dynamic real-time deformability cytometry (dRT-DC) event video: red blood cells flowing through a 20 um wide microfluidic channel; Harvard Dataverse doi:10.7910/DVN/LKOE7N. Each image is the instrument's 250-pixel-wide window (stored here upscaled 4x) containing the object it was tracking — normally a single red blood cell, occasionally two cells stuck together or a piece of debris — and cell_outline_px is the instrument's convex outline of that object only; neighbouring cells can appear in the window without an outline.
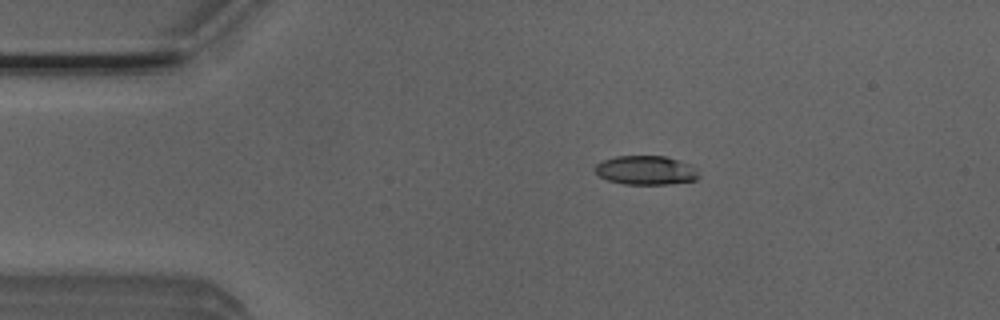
{"species": "Egyptian fruit bat (a non-hibernating species)", "species_latin": "Rousettus aegyptiacus", "temperature_condition": "room temperature", "stored_images_in_passage": 3, "camera_frame_rate_fps": 3000, "um_per_image_px": 0.085, "animal": {"sex": "male"}, "frame": {"image": 1, "passage_image": 1, "time_ms": 0.0, "image_size_px": [1000, 320], "cell_outline_px": [[700, 176], [696, 180], [668, 184], [624, 184], [608, 180], [600, 176], [596, 172], [596, 164], [604, 160], [616, 156], [664, 156], [692, 164], [696, 168]], "centroid_in_image_um": [54.95, 14.47], "position_along_channel_um": 30.1, "area_um2": 17.51}}
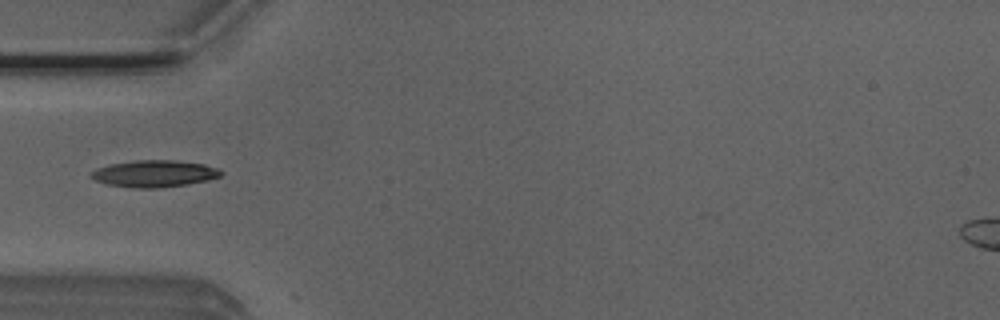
{"frame": {"image": 2, "passage_image": 3, "time_ms": 0.667, "image_size_px": [1000, 320], "cell_outline_px": [[224, 172], [220, 176], [208, 180], [188, 184], [160, 188], [132, 188], [108, 184], [96, 180], [88, 176], [96, 168], [108, 164], [132, 160], [176, 160], [204, 164], [216, 168]], "centroid_in_image_um": [13.1, 14.75], "position_along_channel_um": 71.9, "area_um2": 20.46}}